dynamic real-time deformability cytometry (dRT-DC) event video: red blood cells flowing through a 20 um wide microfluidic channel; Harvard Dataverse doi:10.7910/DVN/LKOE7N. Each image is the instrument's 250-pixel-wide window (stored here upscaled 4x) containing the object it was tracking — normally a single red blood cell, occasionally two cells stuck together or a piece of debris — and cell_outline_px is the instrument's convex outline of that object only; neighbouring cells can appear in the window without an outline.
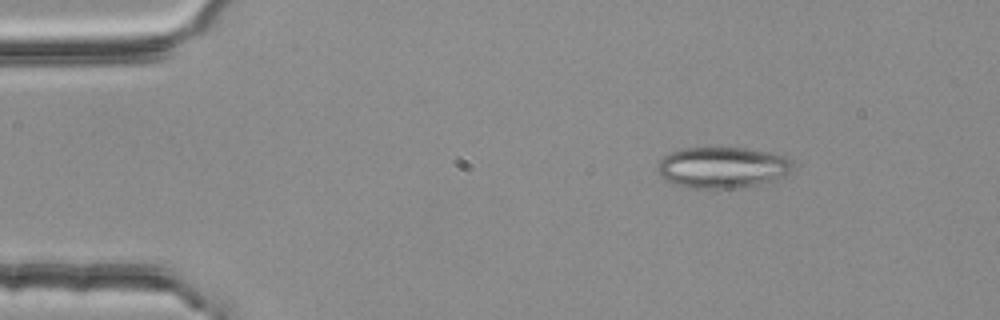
{"species": "common noctule bat (a hibernating species)", "species_latin": "Nyctalus noctula", "temperature_condition": "room temperature", "stored_images_in_passage": 3, "camera_frame_rate_fps": 3000, "um_per_image_px": 0.085, "animal": {"sex": "female", "body_mass_g": 25.1}, "frame": {"image": 1, "passage_image": 1, "time_ms": 0.0, "image_size_px": [1000, 320], "cell_outline_px": [[792, 168], [784, 176], [760, 184], [740, 188], [692, 188], [676, 184], [660, 176], [656, 168], [656, 164], [668, 152], [684, 148], [748, 148], [788, 156], [792, 160]], "centroid_in_image_um": [61.4, 14.22], "position_along_channel_um": 23.6, "area_um2": 32.54}}